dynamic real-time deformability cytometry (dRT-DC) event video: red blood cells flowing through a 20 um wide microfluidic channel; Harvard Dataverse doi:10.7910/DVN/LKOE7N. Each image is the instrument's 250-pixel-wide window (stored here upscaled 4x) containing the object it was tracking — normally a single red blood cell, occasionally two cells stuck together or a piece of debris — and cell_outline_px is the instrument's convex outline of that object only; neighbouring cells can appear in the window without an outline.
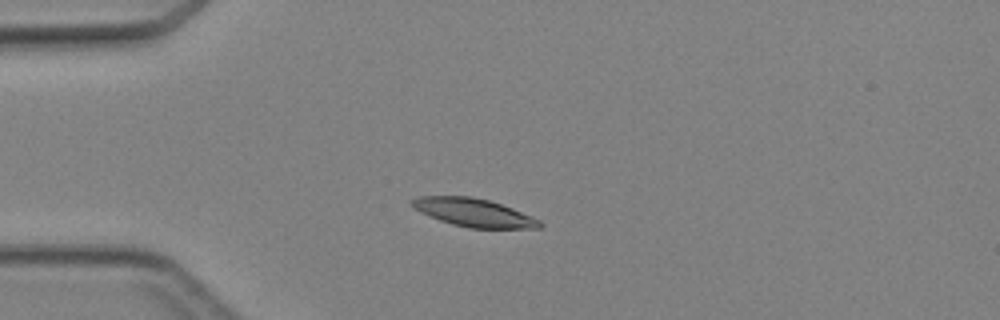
{"species": "Egyptian fruit bat (a non-hibernating species)", "species_latin": "Rousettus aegyptiacus", "temperature_condition": "cold", "stored_images_in_passage": 35, "camera_frame_rate_fps": 3000, "um_per_image_px": 0.085, "animal": {"sex": "female"}, "frame": {"image": 1, "passage_image": 1, "time_ms": 0.0, "image_size_px": [1000, 320], "cell_outline_px": [[544, 224], [540, 228], [468, 228], [452, 224], [440, 220], [420, 212], [412, 208], [408, 204], [412, 200], [420, 196], [472, 196], [488, 200], [512, 208], [540, 220]], "centroid_in_image_um": [40.24, 18.07], "position_along_channel_um": 44.8, "area_um2": 20.92}}
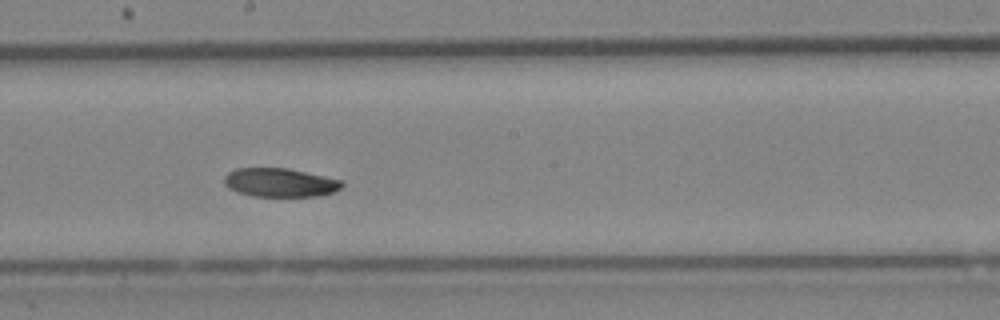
{"frame": {"image": 2, "passage_image": 15, "time_ms": 4.667, "image_size_px": [1000, 320], "cell_outline_px": [[344, 184], [340, 188], [332, 192], [316, 196], [252, 196], [228, 188], [224, 184], [224, 176], [228, 172], [236, 168], [288, 168], [344, 180]], "centroid_in_image_um": [23.8, 15.5], "position_along_channel_um": 224.4, "area_um2": 19.71}}
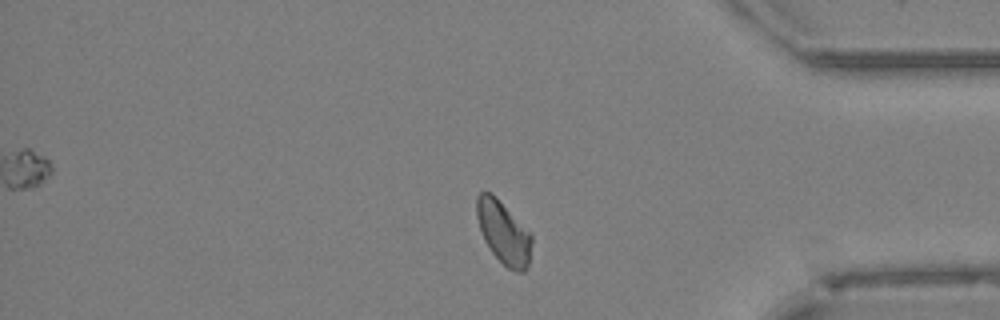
{"frame": {"image": 3, "passage_image": 28, "time_ms": 9.0, "image_size_px": [1000, 320], "cell_outline_px": [[532, 244], [528, 268], [524, 272], [516, 272], [508, 268], [492, 252], [484, 240], [476, 216], [476, 196], [480, 192], [492, 192], [496, 196], [532, 236]], "centroid_in_image_um": [42.79, 19.77], "position_along_channel_um": 392.4, "area_um2": 19.94}}